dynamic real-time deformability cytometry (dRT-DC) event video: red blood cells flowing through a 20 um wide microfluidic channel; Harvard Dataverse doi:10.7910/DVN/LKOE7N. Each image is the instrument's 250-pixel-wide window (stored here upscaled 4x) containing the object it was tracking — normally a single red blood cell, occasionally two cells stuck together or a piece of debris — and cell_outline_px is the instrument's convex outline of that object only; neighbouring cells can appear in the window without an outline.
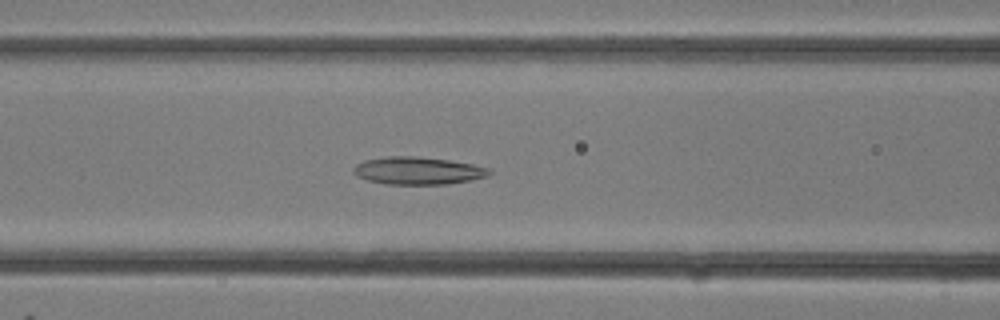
{"species": "common noctule bat (a hibernating species)", "species_latin": "Nyctalus noctula", "temperature_condition": "room temperature", "stored_images_in_passage": 21, "camera_frame_rate_fps": 3000, "um_per_image_px": 0.085, "animal": {"sex": "female"}, "frame": {"image": 1, "passage_image": 13, "time_ms": 4.0, "image_size_px": [1000, 320], "cell_outline_px": [[492, 172], [488, 176], [472, 180], [448, 184], [384, 184], [368, 180], [356, 176], [352, 172], [352, 168], [356, 164], [364, 160], [388, 156], [416, 156], [448, 160], [472, 164], [488, 168]], "centroid_in_image_um": [35.49, 14.51], "position_along_channel_um": 131.1, "area_um2": 21.91}}
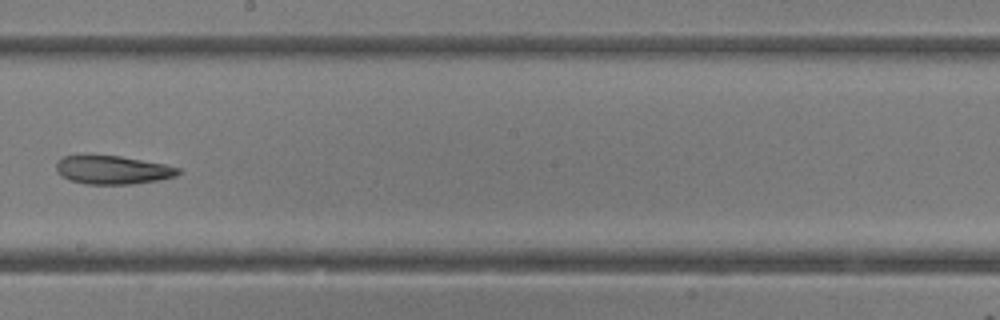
{"frame": {"image": 2, "passage_image": 18, "time_ms": 5.667, "image_size_px": [1000, 320], "cell_outline_px": [[180, 172], [176, 176], [160, 180], [132, 184], [88, 184], [68, 180], [60, 176], [56, 172], [56, 164], [60, 156], [120, 156], [164, 164], [180, 168]], "centroid_in_image_um": [9.56, 14.45], "position_along_channel_um": 238.6, "area_um2": 20.23}}
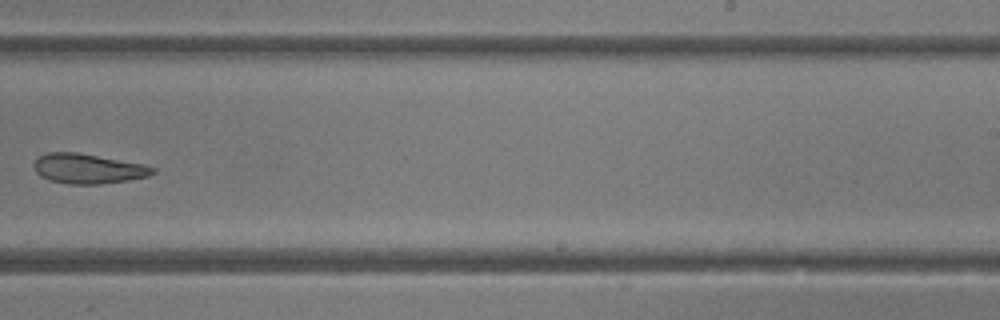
{"frame": {"image": 3, "passage_image": 20, "time_ms": 6.333, "image_size_px": [1000, 320], "cell_outline_px": [[156, 172], [148, 176], [100, 184], [68, 184], [48, 180], [40, 176], [36, 172], [32, 164], [40, 156], [48, 152], [76, 152], [144, 164], [156, 168]], "centroid_in_image_um": [7.46, 14.33], "position_along_channel_um": 281.5, "area_um2": 20.58}}